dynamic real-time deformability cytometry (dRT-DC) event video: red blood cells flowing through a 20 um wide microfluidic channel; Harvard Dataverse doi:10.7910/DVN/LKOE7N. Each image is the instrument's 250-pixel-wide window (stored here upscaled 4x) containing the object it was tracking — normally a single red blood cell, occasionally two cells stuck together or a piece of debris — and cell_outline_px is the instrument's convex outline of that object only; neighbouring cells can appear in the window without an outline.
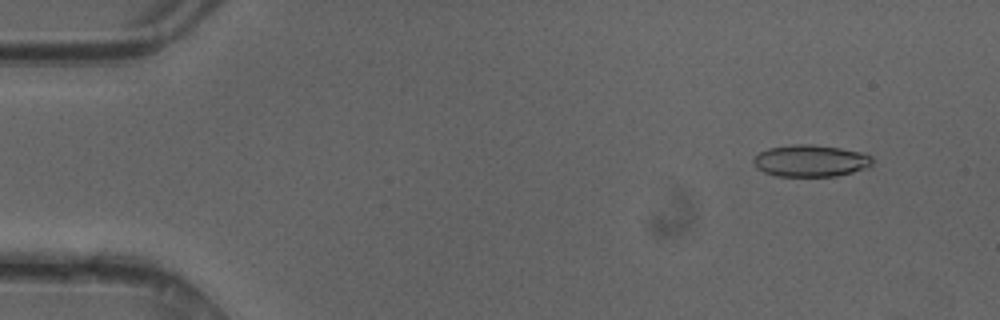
{"species": "common noctule bat (a hibernating species)", "species_latin": "Nyctalus noctula", "temperature_condition": "cold", "stored_images_in_passage": 12, "camera_frame_rate_fps": 3000, "um_per_image_px": 0.085, "animal": {"sex": "female"}, "frame": {"image": 1, "passage_image": 4, "time_ms": 1.0, "image_size_px": [1000, 320], "cell_outline_px": [[872, 164], [868, 168], [836, 176], [776, 176], [764, 172], [756, 168], [752, 160], [760, 152], [768, 148], [792, 144], [808, 144], [840, 148], [860, 152], [872, 156]], "centroid_in_image_um": [68.89, 13.67], "position_along_channel_um": 16.1, "area_um2": 22.08}}